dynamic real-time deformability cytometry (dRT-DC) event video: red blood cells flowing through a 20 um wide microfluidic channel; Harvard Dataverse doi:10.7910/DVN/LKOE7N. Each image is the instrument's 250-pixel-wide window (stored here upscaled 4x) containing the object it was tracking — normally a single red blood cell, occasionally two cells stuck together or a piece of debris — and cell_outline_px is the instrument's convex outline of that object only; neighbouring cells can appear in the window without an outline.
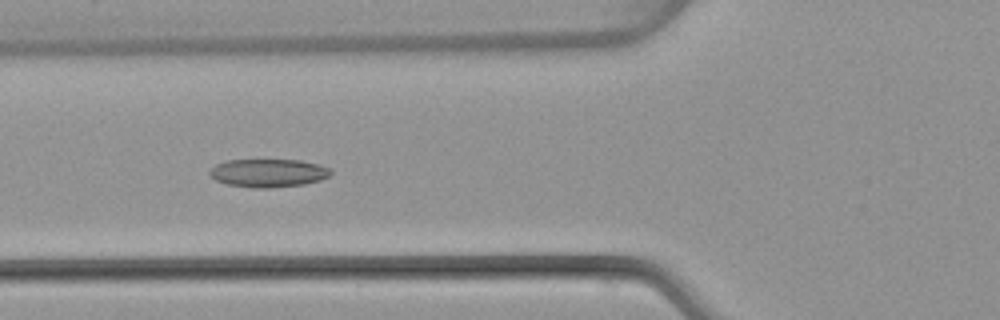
{"species": "common noctule bat (a hibernating species)", "species_latin": "Nyctalus noctula", "temperature_condition": "warm", "stored_images_in_passage": 50, "camera_frame_rate_fps": 3000, "um_per_image_px": 0.085, "animal": {"sex": "female", "body_mass_g": 22.7, "forearm_length_mm": 54.2}, "frame": {"image": 1, "passage_image": 19, "time_ms": 6.0, "image_size_px": [1000, 320], "cell_outline_px": [[332, 172], [328, 176], [320, 180], [304, 184], [272, 188], [252, 188], [228, 184], [216, 180], [208, 176], [208, 172], [216, 164], [228, 160], [300, 160], [320, 164], [328, 168]], "centroid_in_image_um": [22.79, 14.71], "position_along_channel_um": 103.0, "area_um2": 19.94}}
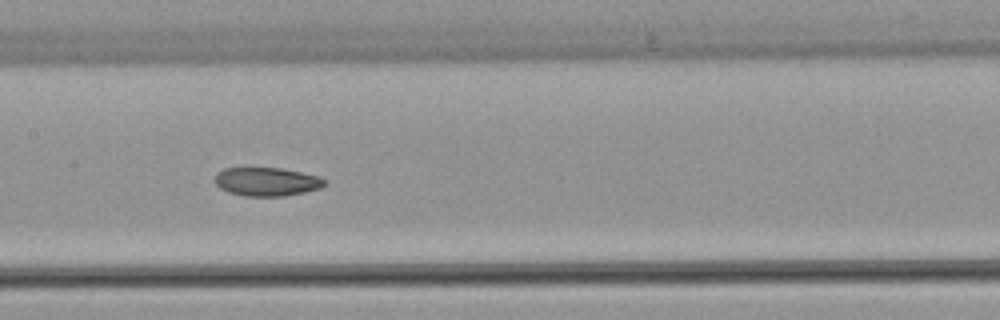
{"frame": {"image": 2, "passage_image": 25, "time_ms": 8.0, "image_size_px": [1000, 320], "cell_outline_px": [[328, 184], [320, 188], [304, 192], [284, 196], [244, 196], [228, 192], [220, 188], [216, 184], [216, 172], [224, 168], [280, 168], [320, 176], [328, 180]], "centroid_in_image_um": [22.71, 15.44], "position_along_channel_um": 184.7, "area_um2": 18.38}}
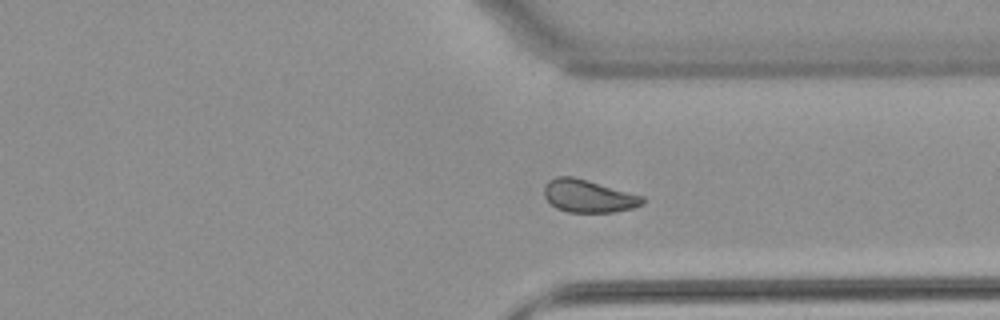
{"frame": {"image": 3, "passage_image": 38, "time_ms": 12.333, "image_size_px": [1000, 320], "cell_outline_px": [[644, 204], [632, 208], [616, 212], [568, 212], [556, 208], [544, 196], [544, 184], [548, 180], [556, 176], [572, 176], [644, 196]], "centroid_in_image_um": [50.0, 16.66], "position_along_channel_um": 361.4, "area_um2": 18.73}, "authors_computed_cell_mechanics": {"area_um2": 19.4786, "velocity_mm_per_s": 4.0757, "shape_relaxation_time_tau1_ms": null, "shape_relaxation_time_tau2_ms": 4.5546, "deformation_change_tau1": null, "deformation_change_tau2": 0.0994}}